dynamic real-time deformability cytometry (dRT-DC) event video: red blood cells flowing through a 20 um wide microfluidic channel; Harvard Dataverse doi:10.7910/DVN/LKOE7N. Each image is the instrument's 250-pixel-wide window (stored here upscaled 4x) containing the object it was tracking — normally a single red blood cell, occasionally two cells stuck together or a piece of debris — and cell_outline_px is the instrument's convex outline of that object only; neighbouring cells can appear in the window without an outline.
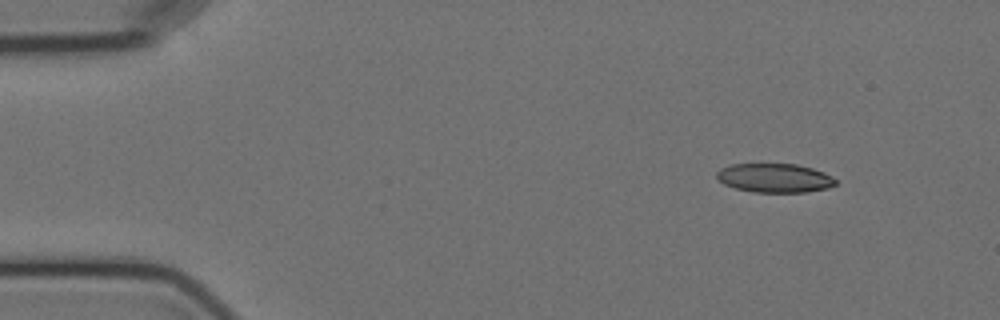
{"species": "Egyptian fruit bat (a non-hibernating species)", "species_latin": "Rousettus aegyptiacus", "temperature_condition": "cold", "stored_images_in_passage": 4, "camera_frame_rate_fps": 3000, "um_per_image_px": 0.085, "animal": {"sex": "female"}, "frame": {"image": 1, "passage_image": 1, "time_ms": 0.0, "image_size_px": [1000, 320], "cell_outline_px": [[836, 184], [828, 188], [808, 192], [752, 192], [736, 188], [724, 184], [716, 180], [716, 172], [720, 168], [732, 164], [796, 164], [812, 168], [824, 172], [832, 176], [836, 180]], "centroid_in_image_um": [65.83, 15.13], "position_along_channel_um": 19.2, "area_um2": 20.23}}
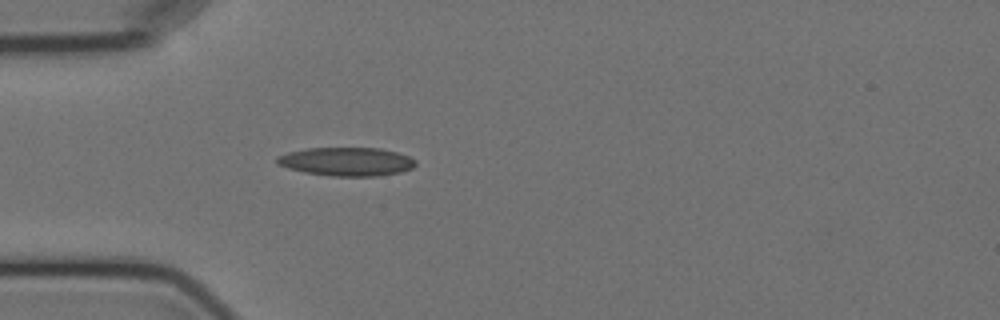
{"frame": {"image": 2, "passage_image": 4, "time_ms": 3.333, "image_size_px": [1000, 320], "cell_outline_px": [[416, 164], [412, 168], [400, 172], [380, 176], [332, 176], [304, 172], [288, 168], [276, 164], [276, 156], [288, 152], [308, 148], [380, 148], [396, 152], [408, 156], [416, 160]], "centroid_in_image_um": [29.45, 13.74], "position_along_channel_um": 55.6, "area_um2": 23.12}}